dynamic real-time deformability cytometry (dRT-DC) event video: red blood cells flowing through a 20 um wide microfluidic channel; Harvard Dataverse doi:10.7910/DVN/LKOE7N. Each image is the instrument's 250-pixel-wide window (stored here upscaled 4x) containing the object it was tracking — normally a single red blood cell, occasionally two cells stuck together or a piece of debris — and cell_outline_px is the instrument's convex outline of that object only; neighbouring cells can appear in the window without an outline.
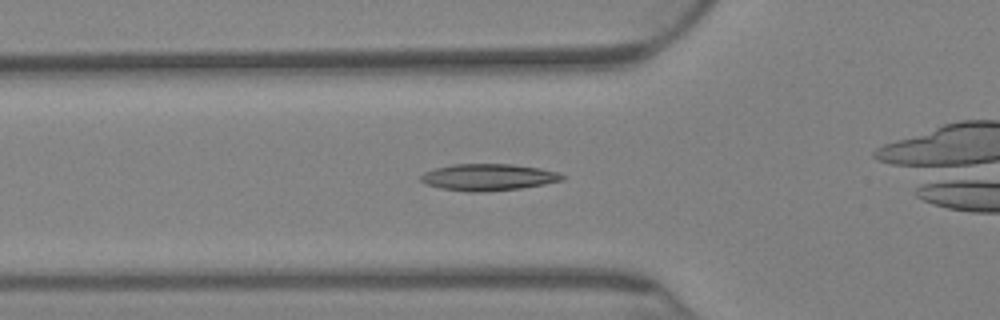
{"species": "Egyptian fruit bat (a non-hibernating species)", "species_latin": "Rousettus aegyptiacus", "temperature_condition": "warm", "stored_images_in_passage": 49, "camera_frame_rate_fps": 3000, "um_per_image_px": 0.085, "animal": {"sex": "female"}, "frame": {"image": 1, "passage_image": 9, "time_ms": 2.667, "image_size_px": [1000, 320], "cell_outline_px": [[564, 180], [544, 184], [520, 188], [484, 192], [468, 192], [440, 188], [424, 184], [420, 180], [420, 176], [424, 172], [436, 168], [452, 164], [512, 164], [540, 168], [556, 172], [564, 176]], "centroid_in_image_um": [41.46, 15.06], "position_along_channel_um": 84.3, "area_um2": 22.02}}
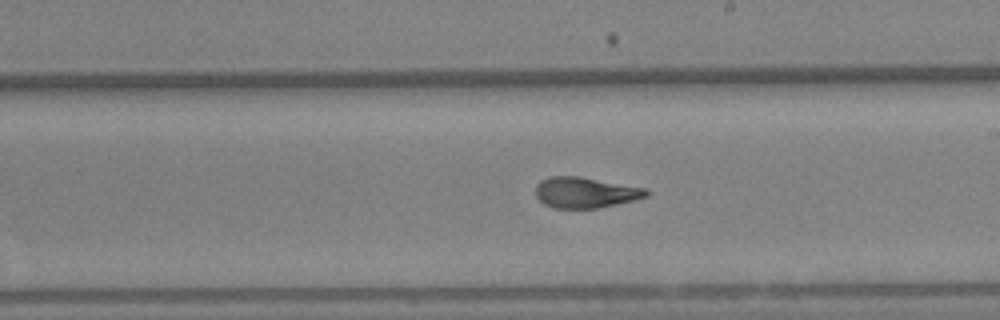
{"frame": {"image": 2, "passage_image": 26, "time_ms": 8.333, "image_size_px": [1000, 320], "cell_outline_px": [[648, 196], [632, 200], [596, 208], [552, 208], [544, 204], [536, 196], [536, 184], [540, 180], [548, 176], [580, 176], [644, 188], [648, 192]], "centroid_in_image_um": [49.68, 16.35], "position_along_channel_um": 239.3, "area_um2": 19.65}}
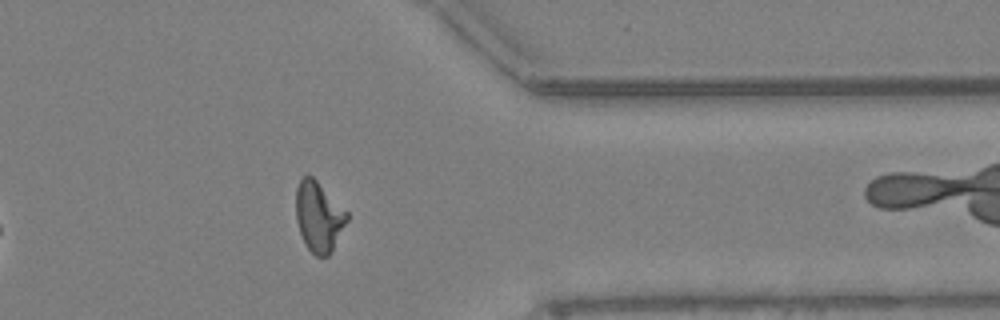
{"frame": {"image": 3, "passage_image": 43, "time_ms": 14.0, "image_size_px": [1000, 320], "cell_outline_px": [[348, 220], [332, 252], [328, 256], [316, 256], [308, 248], [300, 232], [296, 220], [296, 188], [300, 180], [308, 172], [348, 212]], "centroid_in_image_um": [27.1, 18.41], "position_along_channel_um": 384.3, "area_um2": 20.81}, "authors_computed_cell_mechanics": {"area_um2": 20.4612, "velocity_mm_per_s": 2.7364, "shape_relaxation_time_tau1_ms": 10.183, "shape_relaxation_time_tau2_ms": 1.8683, "deformation_change_tau1": 0.2725, "deformation_change_tau2": 0.0949}}